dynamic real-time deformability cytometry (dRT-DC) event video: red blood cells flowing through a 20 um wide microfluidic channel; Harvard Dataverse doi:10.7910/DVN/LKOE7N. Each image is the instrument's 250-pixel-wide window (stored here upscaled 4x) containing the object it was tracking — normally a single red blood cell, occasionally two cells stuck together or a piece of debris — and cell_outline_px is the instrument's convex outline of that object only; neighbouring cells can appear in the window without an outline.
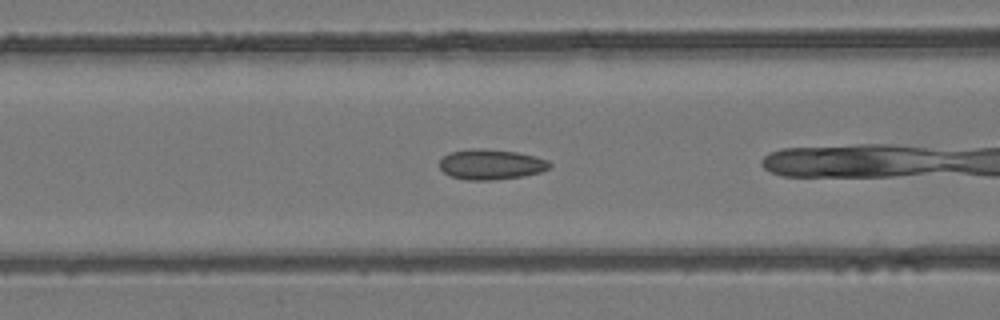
{"species": "common noctule bat (a hibernating species)", "species_latin": "Nyctalus noctula", "temperature_condition": "room temperature", "stored_images_in_passage": 23, "camera_frame_rate_fps": 3000, "um_per_image_px": 0.085, "animal": {"sex": "female", "body_mass_g": 24.6, "forearm_length_mm": 56.2}, "frame": {"image": 1, "passage_image": 4, "time_ms": 1.0, "image_size_px": [1000, 320], "cell_outline_px": [[552, 164], [548, 168], [540, 172], [524, 176], [492, 180], [464, 180], [452, 176], [444, 172], [440, 168], [440, 160], [444, 156], [452, 152], [480, 148], [516, 152], [536, 156], [548, 160]], "centroid_in_image_um": [41.76, 13.98], "position_along_channel_um": 124.8, "area_um2": 19.25}}
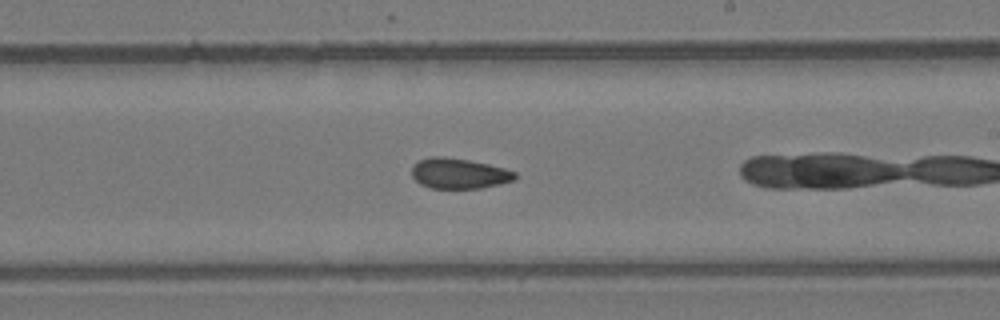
{"frame": {"image": 2, "passage_image": 13, "time_ms": 4.0, "image_size_px": [1000, 320], "cell_outline_px": [[516, 180], [480, 188], [432, 188], [420, 184], [412, 176], [412, 164], [420, 160], [432, 156], [444, 156], [468, 160], [488, 164], [504, 168], [516, 172]], "centroid_in_image_um": [39.0, 14.74], "position_along_channel_um": 250.0, "area_um2": 18.26}}
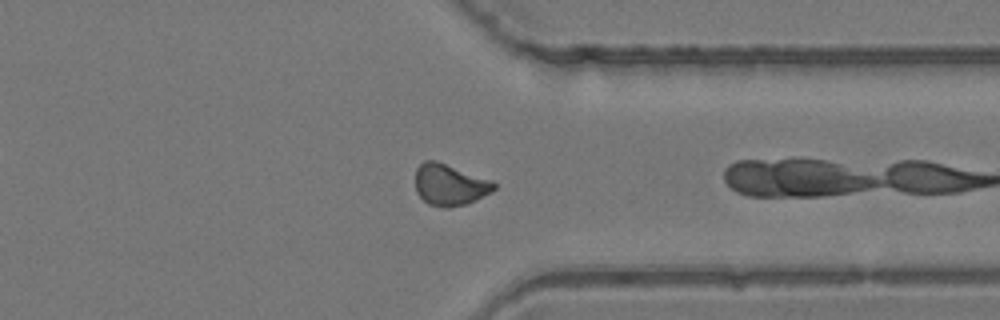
{"frame": {"image": 3, "passage_image": 22, "time_ms": 7.0, "image_size_px": [1000, 320], "cell_outline_px": [[496, 188], [492, 192], [476, 200], [464, 204], [448, 208], [444, 208], [428, 204], [416, 192], [416, 168], [424, 160], [436, 160], [492, 180], [496, 184]], "centroid_in_image_um": [38.23, 15.7], "position_along_channel_um": 373.2, "area_um2": 19.07}}